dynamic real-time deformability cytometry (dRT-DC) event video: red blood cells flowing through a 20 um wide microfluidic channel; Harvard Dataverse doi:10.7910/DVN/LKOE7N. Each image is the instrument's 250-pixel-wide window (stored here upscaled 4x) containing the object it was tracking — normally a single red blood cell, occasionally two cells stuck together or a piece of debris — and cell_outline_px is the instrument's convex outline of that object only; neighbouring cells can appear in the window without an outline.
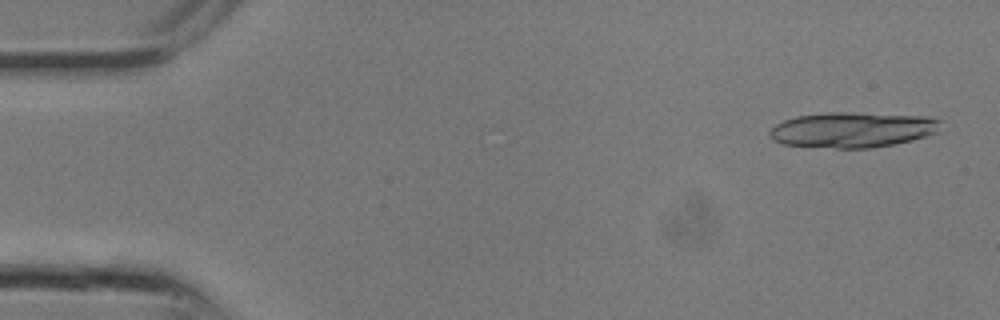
{"species": "common noctule bat (a hibernating species)", "species_latin": "Nyctalus noctula", "temperature_condition": "room temperature", "stored_images_in_passage": 10, "camera_frame_rate_fps": 3000, "um_per_image_px": 0.085, "animal": {"sex": "male", "body_mass_g": 13.3}, "frame": {"image": 1, "passage_image": 1, "time_ms": 0.0, "image_size_px": [1000, 320], "cell_outline_px": [[940, 132], [912, 140], [896, 144], [868, 148], [836, 148], [784, 144], [772, 140], [768, 132], [776, 124], [784, 120], [796, 116], [824, 112], [848, 112], [928, 116], [940, 120]], "centroid_in_image_um": [72.49, 11.02], "position_along_channel_um": 12.5, "area_um2": 35.49}}